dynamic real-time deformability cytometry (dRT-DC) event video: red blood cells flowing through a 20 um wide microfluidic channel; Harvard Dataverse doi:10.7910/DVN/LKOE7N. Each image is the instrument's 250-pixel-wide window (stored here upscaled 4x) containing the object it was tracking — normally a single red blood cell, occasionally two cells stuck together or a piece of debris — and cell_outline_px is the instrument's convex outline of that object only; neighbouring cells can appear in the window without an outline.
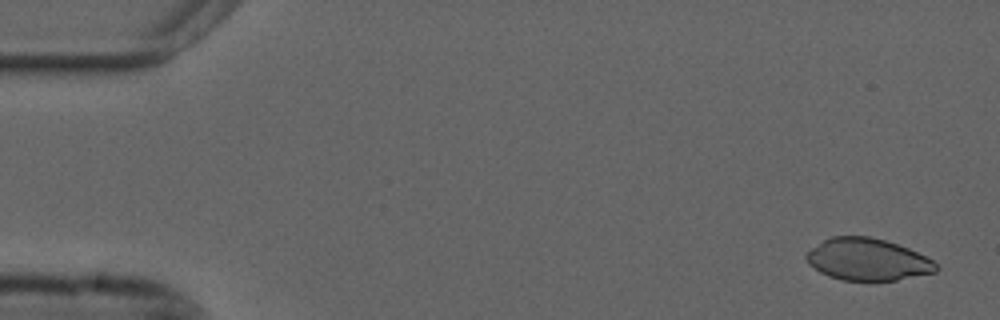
{"species": "common noctule bat (a hibernating species)", "species_latin": "Nyctalus noctula", "temperature_condition": "cold", "stored_images_in_passage": 55, "camera_frame_rate_fps": 3000, "um_per_image_px": 0.085, "animal": {"sex": "male", "forearm_length_mm": 52.5}, "frame": {"image": 1, "passage_image": 3, "time_ms": 0.667, "image_size_px": [1000, 320], "cell_outline_px": [[940, 268], [936, 272], [896, 280], [840, 280], [828, 276], [820, 272], [808, 264], [804, 256], [812, 248], [824, 240], [832, 236], [868, 236], [884, 240], [908, 248], [932, 260]], "centroid_in_image_um": [73.72, 22.06], "position_along_channel_um": 11.3, "area_um2": 31.56}}